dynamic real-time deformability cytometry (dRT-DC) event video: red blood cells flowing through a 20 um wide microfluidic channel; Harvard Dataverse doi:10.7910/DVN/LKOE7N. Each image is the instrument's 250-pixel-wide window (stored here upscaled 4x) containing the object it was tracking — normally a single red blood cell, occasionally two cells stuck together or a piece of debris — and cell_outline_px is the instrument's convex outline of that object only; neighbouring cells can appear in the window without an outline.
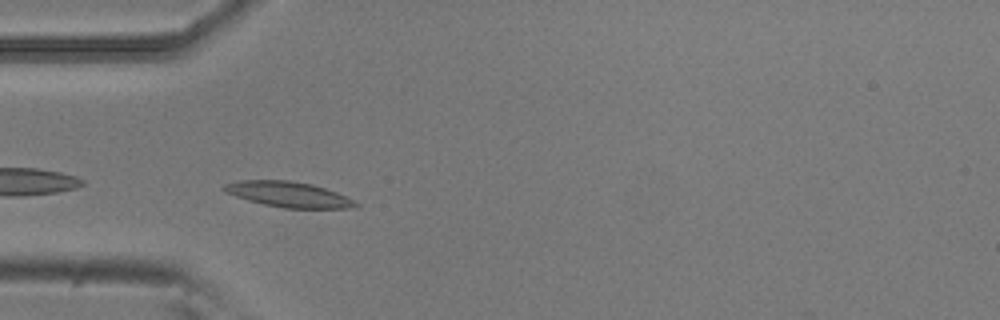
{"species": "common noctule bat (a hibernating species)", "species_latin": "Nyctalus noctula", "temperature_condition": "room temperature", "stored_images_in_passage": 39, "camera_frame_rate_fps": 3000, "um_per_image_px": 0.085, "animal": {"sex": "male", "body_mass_g": 20.5, "forearm_length_mm": 52.5}, "frame": {"image": 1, "passage_image": 2, "time_ms": 0.333, "image_size_px": [1000, 320], "cell_outline_px": [[360, 204], [356, 208], [284, 208], [264, 204], [248, 200], [224, 192], [220, 188], [224, 184], [240, 180], [288, 180], [312, 184], [336, 192]], "centroid_in_image_um": [24.48, 16.52], "position_along_channel_um": 60.5, "area_um2": 19.42}}
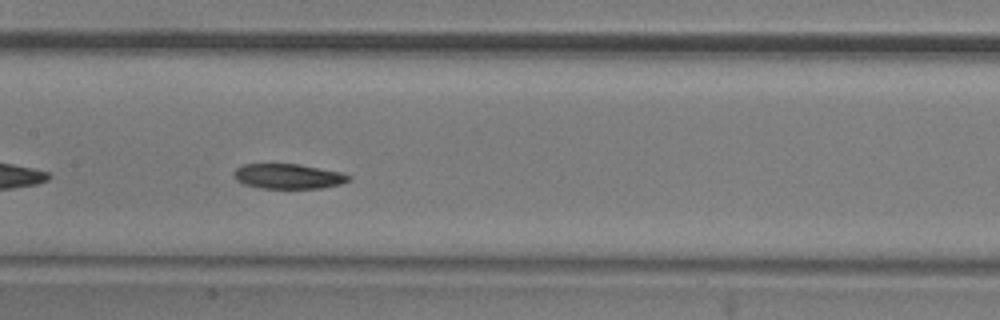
{"frame": {"image": 2, "passage_image": 12, "time_ms": 3.667, "image_size_px": [1000, 320], "cell_outline_px": [[352, 180], [340, 184], [320, 188], [260, 188], [244, 184], [236, 180], [232, 176], [232, 172], [236, 168], [244, 164], [300, 164], [340, 172], [352, 176]], "centroid_in_image_um": [24.48, 14.98], "position_along_channel_um": 182.9, "area_um2": 16.82}}
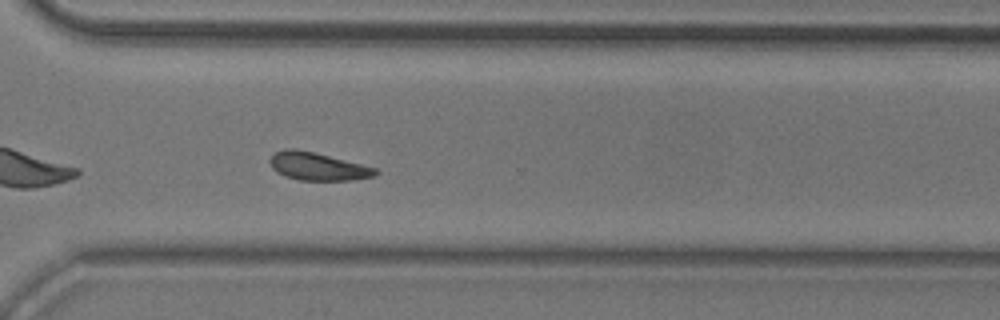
{"frame": {"image": 3, "passage_image": 25, "time_ms": 8.0, "image_size_px": [1000, 320], "cell_outline_px": [[380, 172], [372, 176], [352, 180], [300, 180], [284, 176], [276, 172], [272, 168], [268, 160], [276, 152], [284, 148], [296, 148], [316, 152], [376, 168]], "centroid_in_image_um": [26.96, 14.13], "position_along_channel_um": 343.6, "area_um2": 17.22}, "authors_computed_cell_mechanics": {"area_um2": 17.3978, "velocity_mm_per_s": 3.7158, "shape_relaxation_time_tau1_ms": 3.2625, "shape_relaxation_time_tau2_ms": null, "deformation_change_tau1": 0.0933, "deformation_change_tau2": null}}